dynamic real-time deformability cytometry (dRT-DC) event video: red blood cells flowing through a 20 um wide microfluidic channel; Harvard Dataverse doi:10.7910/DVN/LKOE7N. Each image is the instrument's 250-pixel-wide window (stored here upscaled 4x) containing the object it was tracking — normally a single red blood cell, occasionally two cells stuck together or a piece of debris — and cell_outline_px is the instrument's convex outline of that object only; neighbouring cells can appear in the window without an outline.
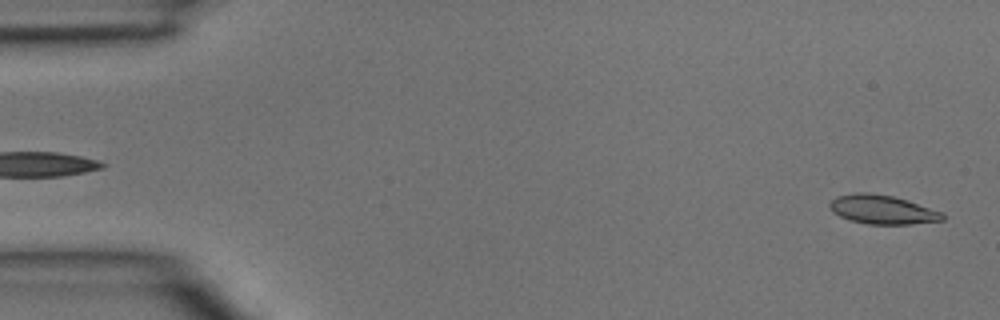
{"species": "common noctule bat (a hibernating species)", "species_latin": "Nyctalus noctula", "temperature_condition": "room temperature", "stored_images_in_passage": 4, "segment_of_instrument_passage": [2, 2], "camera_frame_rate_fps": 3000, "um_per_image_px": 0.085, "animal": {"sex": "male", "body_mass_g": 15.6}, "frame": {"image": 1, "passage_image": 4, "time_ms": 1.0, "image_size_px": [1000, 320], "cell_outline_px": [[944, 220], [912, 224], [868, 224], [848, 220], [832, 212], [828, 204], [836, 196], [856, 192], [868, 192], [892, 196], [908, 200], [944, 212]], "centroid_in_image_um": [75.0, 17.81], "position_along_channel_um": 10.0, "area_um2": 19.25}}